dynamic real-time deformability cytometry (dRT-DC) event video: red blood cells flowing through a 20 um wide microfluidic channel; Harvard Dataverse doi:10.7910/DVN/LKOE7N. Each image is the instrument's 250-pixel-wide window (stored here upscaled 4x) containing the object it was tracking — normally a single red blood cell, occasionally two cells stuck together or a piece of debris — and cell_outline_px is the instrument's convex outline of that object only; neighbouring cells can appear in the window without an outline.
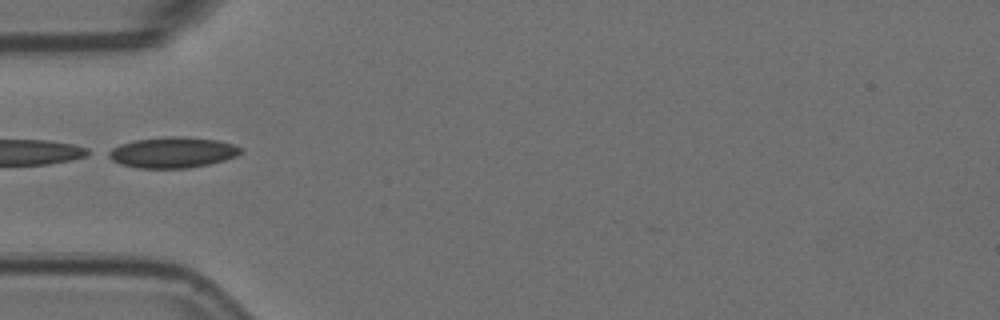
{"species": "Egyptian fruit bat (a non-hibernating species)", "species_latin": "Rousettus aegyptiacus", "temperature_condition": "room temperature", "stored_images_in_passage": 5, "camera_frame_rate_fps": 3000, "um_per_image_px": 0.085, "animal": {"sex": "female"}, "frame": {"image": 1, "passage_image": 5, "time_ms": 1.333, "image_size_px": [1000, 320], "cell_outline_px": [[244, 152], [236, 156], [224, 160], [208, 164], [188, 168], [136, 168], [120, 164], [104, 156], [104, 152], [120, 144], [132, 140], [164, 136], [184, 136], [216, 140], [232, 144], [244, 148]], "centroid_in_image_um": [14.62, 12.95], "position_along_channel_um": 70.4, "area_um2": 24.16}}